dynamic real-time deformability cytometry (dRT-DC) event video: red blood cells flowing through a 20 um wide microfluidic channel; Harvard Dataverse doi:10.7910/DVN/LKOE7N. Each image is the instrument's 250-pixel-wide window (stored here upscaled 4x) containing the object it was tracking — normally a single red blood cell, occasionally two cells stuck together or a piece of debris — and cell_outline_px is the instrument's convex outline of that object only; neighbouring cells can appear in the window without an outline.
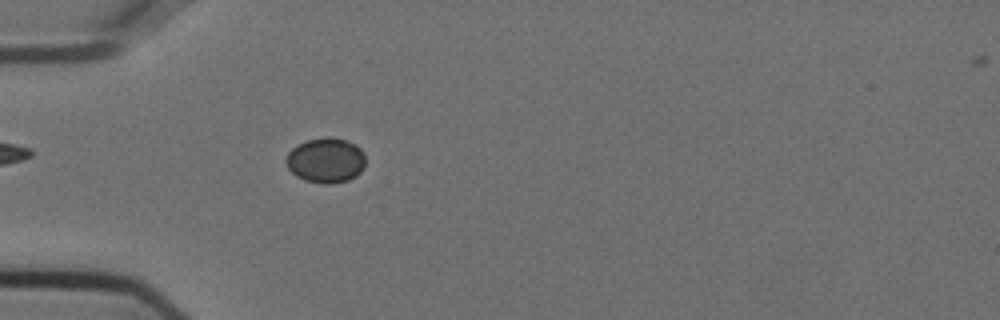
{"species": "Egyptian fruit bat (a non-hibernating species)", "species_latin": "Rousettus aegyptiacus", "temperature_condition": "cold", "stored_images_in_passage": 55, "camera_frame_rate_fps": 3000, "um_per_image_px": 0.085, "animal": {"sex": "female"}, "frame": {"image": 1, "passage_image": 17, "time_ms": 5.333, "image_size_px": [1000, 320], "cell_outline_px": [[364, 168], [356, 176], [348, 180], [332, 184], [320, 184], [304, 180], [296, 176], [284, 164], [284, 160], [288, 152], [292, 148], [308, 140], [324, 136], [332, 136], [356, 144], [364, 152]], "centroid_in_image_um": [27.68, 13.63], "position_along_channel_um": 57.3, "area_um2": 21.15}}
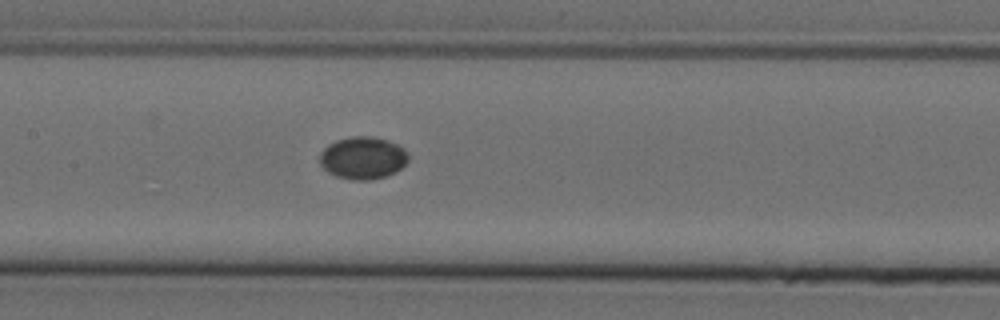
{"frame": {"image": 2, "passage_image": 27, "time_ms": 8.667, "image_size_px": [1000, 320], "cell_outline_px": [[408, 160], [396, 172], [384, 176], [368, 180], [352, 180], [336, 176], [328, 172], [320, 164], [320, 152], [328, 144], [336, 140], [352, 136], [372, 136], [388, 140], [396, 144], [408, 156]], "centroid_in_image_um": [30.8, 13.42], "position_along_channel_um": 176.6, "area_um2": 21.68}}
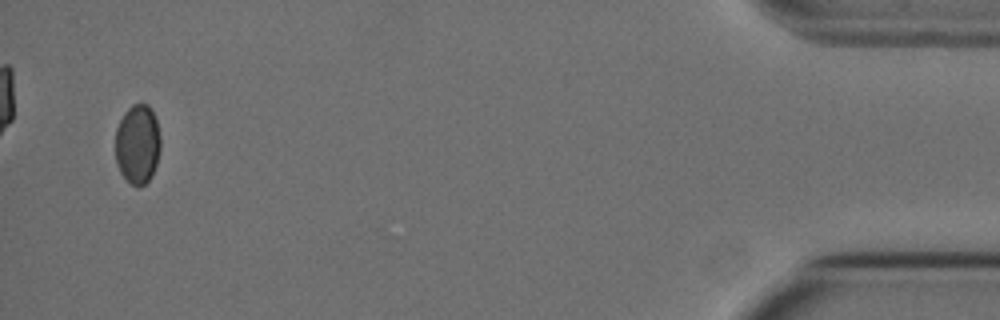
{"frame": {"image": 3, "passage_image": 53, "time_ms": 17.333, "image_size_px": [1000, 320], "cell_outline_px": [[160, 152], [152, 176], [140, 188], [136, 188], [120, 172], [116, 160], [116, 128], [124, 112], [132, 104], [148, 104], [156, 120], [160, 136]], "centroid_in_image_um": [11.7, 12.26], "position_along_channel_um": 423.5, "area_um2": 20.92}}